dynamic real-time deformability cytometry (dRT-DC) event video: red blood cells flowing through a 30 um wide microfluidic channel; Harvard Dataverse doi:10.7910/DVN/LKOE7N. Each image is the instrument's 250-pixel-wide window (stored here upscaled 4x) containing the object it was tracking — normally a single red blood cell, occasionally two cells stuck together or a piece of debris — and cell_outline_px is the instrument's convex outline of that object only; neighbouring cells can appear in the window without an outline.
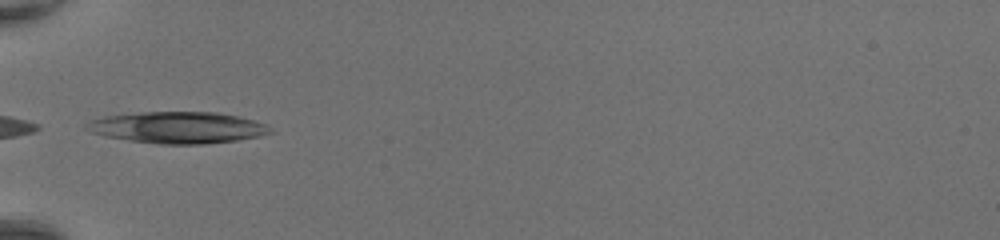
{"species": "common noctule bat (a hibernating species)", "species_latin": "Nyctalus noctula", "temperature_condition": "room temperature", "stored_images_in_passage": 9, "camera_frame_rate_fps": 3000, "um_per_image_px": 0.085, "animal": {"sex": "female", "body_mass_g": 20.0, "forearm_length_mm": 54.0}, "frame": {"image": 1, "passage_image": 1, "time_ms": 0.0, "image_size_px": [1000, 240], "cell_outline_px": [[276, 132], [260, 136], [236, 140], [204, 144], [160, 144], [128, 140], [104, 136], [92, 132], [84, 128], [84, 124], [92, 120], [104, 116], [140, 112], [216, 112], [236, 116], [268, 124]], "centroid_in_image_um": [15.12, 10.84], "position_along_channel_um": 69.9, "area_um2": 33.87}}
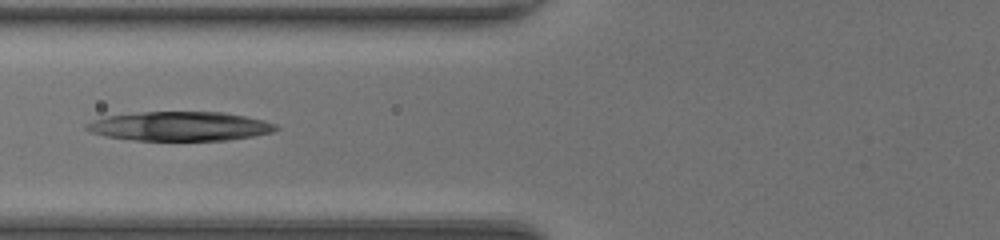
{"frame": {"image": 2, "passage_image": 4, "time_ms": 1.0, "image_size_px": [1000, 240], "cell_outline_px": [[280, 128], [272, 132], [252, 136], [228, 140], [132, 140], [104, 136], [92, 132], [84, 128], [84, 124], [92, 120], [104, 116], [140, 112], [224, 112], [264, 120], [276, 124]], "centroid_in_image_um": [15.25, 10.73], "position_along_channel_um": 110.5, "area_um2": 32.31}}
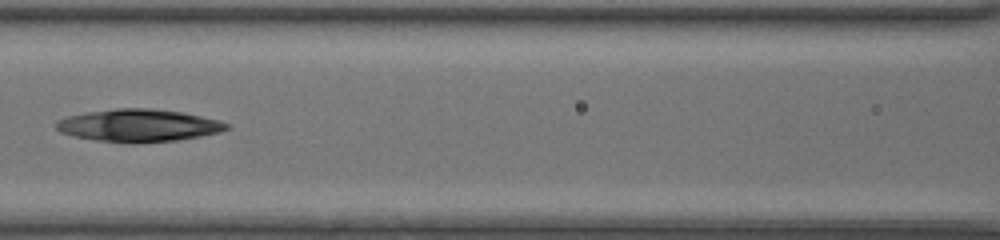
{"frame": {"image": 3, "passage_image": 7, "time_ms": 2.0, "image_size_px": [1000, 240], "cell_outline_px": [[232, 128], [220, 132], [180, 140], [96, 140], [76, 136], [60, 132], [56, 128], [56, 120], [68, 116], [88, 112], [116, 108], [152, 108], [180, 112], [200, 116], [232, 124]], "centroid_in_image_um": [11.82, 10.62], "position_along_channel_um": 154.8, "area_um2": 31.21}}